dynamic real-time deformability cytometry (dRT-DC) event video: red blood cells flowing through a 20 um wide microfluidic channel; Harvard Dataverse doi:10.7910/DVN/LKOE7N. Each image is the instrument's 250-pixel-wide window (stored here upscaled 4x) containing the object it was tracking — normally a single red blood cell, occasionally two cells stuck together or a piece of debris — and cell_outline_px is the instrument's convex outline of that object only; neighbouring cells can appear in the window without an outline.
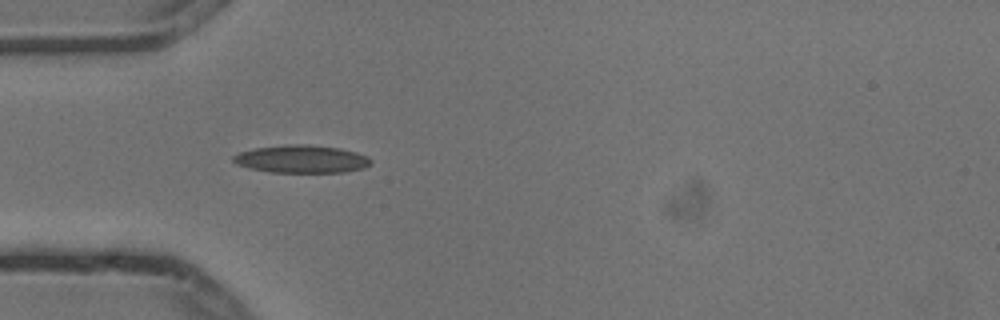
{"species": "common noctule bat (a hibernating species)", "species_latin": "Nyctalus noctula", "temperature_condition": "cold", "stored_images_in_passage": 1, "camera_frame_rate_fps": 3000, "um_per_image_px": 0.085, "animal": {"sex": "male", "body_mass_g": 13.3}, "frame": {"image": 1, "passage_image": 1, "time_ms": 0.0, "image_size_px": [1000, 320], "cell_outline_px": [[372, 164], [364, 168], [344, 172], [268, 172], [248, 168], [236, 164], [232, 160], [232, 156], [240, 152], [256, 148], [288, 144], [308, 144], [340, 148], [356, 152], [368, 156], [372, 160]], "centroid_in_image_um": [25.65, 13.52], "position_along_channel_um": 59.4, "area_um2": 22.43}}